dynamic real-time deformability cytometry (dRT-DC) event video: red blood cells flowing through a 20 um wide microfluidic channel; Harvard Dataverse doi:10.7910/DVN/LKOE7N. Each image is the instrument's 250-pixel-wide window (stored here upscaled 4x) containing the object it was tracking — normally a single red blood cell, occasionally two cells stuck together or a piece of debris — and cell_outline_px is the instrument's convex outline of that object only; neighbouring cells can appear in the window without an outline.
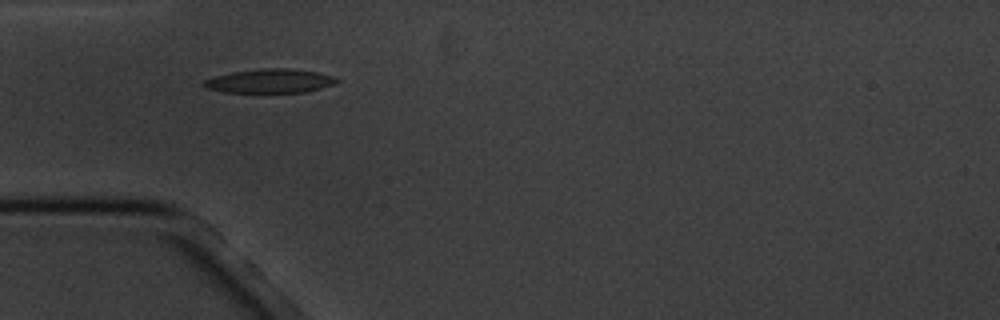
{"species": "common noctule bat (a hibernating species)", "species_latin": "Nyctalus noctula", "temperature_condition": "cold", "stored_images_in_passage": 2, "camera_frame_rate_fps": 3000, "um_per_image_px": 0.085, "animal": {"sex": "male", "body_mass_g": 20.1, "forearm_length_mm": 53.5}, "frame": {"image": 1, "passage_image": 1, "time_ms": 0.0, "image_size_px": [1000, 320], "cell_outline_px": [[340, 80], [332, 84], [308, 92], [224, 92], [208, 88], [200, 84], [204, 80], [212, 76], [232, 72], [264, 68], [288, 68], [316, 72], [332, 76]], "centroid_in_image_um": [22.89, 6.88], "position_along_channel_um": 62.1, "area_um2": 18.44}}
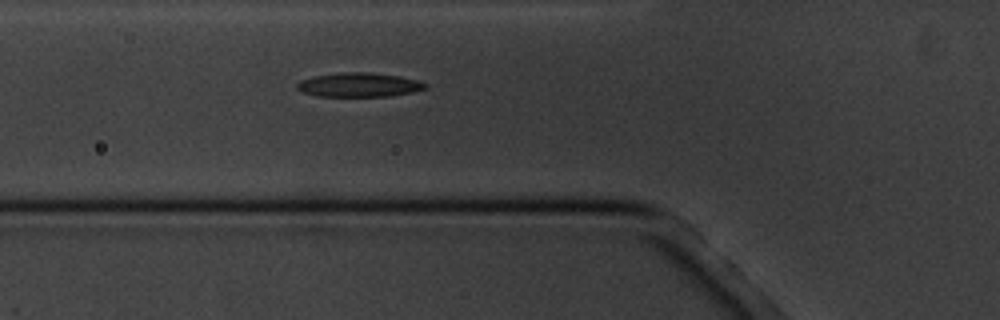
{"frame": {"image": 2, "passage_image": 2, "time_ms": 1.0, "image_size_px": [1000, 320], "cell_outline_px": [[428, 88], [412, 92], [388, 96], [316, 96], [304, 92], [296, 88], [296, 84], [300, 80], [312, 76], [344, 72], [372, 72], [400, 76], [416, 80], [428, 84]], "centroid_in_image_um": [30.51, 7.2], "position_along_channel_um": 95.3, "area_um2": 18.09}}